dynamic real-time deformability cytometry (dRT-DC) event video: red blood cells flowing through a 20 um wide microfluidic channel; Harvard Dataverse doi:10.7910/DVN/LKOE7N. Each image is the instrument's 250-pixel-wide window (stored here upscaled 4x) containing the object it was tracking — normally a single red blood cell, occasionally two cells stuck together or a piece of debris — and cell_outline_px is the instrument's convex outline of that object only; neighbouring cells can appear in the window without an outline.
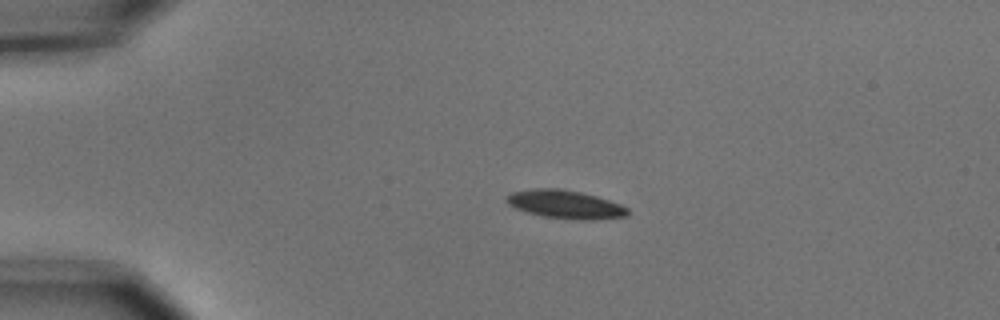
{"species": "common noctule bat (a hibernating species)", "species_latin": "Nyctalus noctula", "temperature_condition": "cold", "stored_images_in_passage": 2, "camera_frame_rate_fps": 3000, "um_per_image_px": 0.085, "animal": {"sex": "male", "body_mass_g": 15.6}, "frame": {"image": 1, "passage_image": 1, "time_ms": 0.0, "image_size_px": [1000, 320], "cell_outline_px": [[628, 216], [592, 220], [584, 220], [544, 216], [528, 212], [516, 208], [508, 204], [504, 200], [512, 192], [536, 188], [560, 188], [580, 192], [596, 196], [620, 204], [628, 208]], "centroid_in_image_um": [48.06, 17.37], "position_along_channel_um": 36.9, "area_um2": 19.77}}